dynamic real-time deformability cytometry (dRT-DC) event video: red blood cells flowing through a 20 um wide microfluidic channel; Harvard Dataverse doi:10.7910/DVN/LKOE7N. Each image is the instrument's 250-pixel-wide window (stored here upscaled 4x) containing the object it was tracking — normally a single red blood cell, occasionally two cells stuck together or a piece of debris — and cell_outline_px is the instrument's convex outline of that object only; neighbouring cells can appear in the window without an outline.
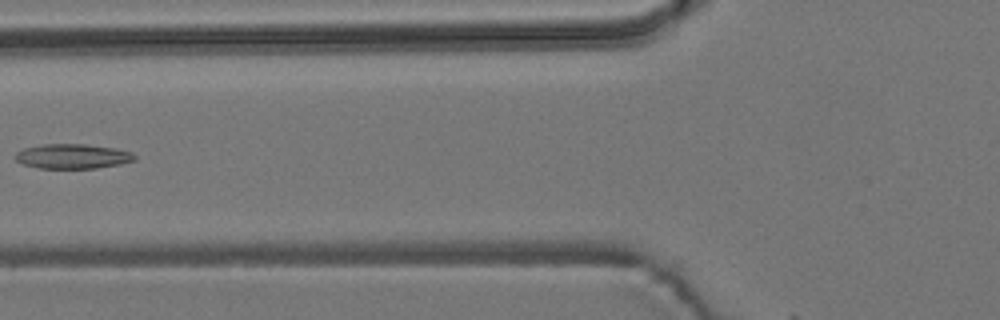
{"species": "common noctule bat (a hibernating species)", "species_latin": "Nyctalus noctula", "temperature_condition": "room temperature", "stored_images_in_passage": 6, "camera_frame_rate_fps": 3000, "um_per_image_px": 0.085, "animal": {"sex": "male", "body_mass_g": 19.2, "forearm_length_mm": 51.8}, "frame": {"image": 1, "passage_image": 5, "time_ms": 5.0, "image_size_px": [1000, 320], "cell_outline_px": [[136, 160], [120, 164], [96, 168], [40, 168], [24, 164], [16, 160], [16, 152], [24, 148], [44, 144], [84, 144], [116, 148], [132, 152], [136, 156]], "centroid_in_image_um": [6.21, 13.28], "position_along_channel_um": 119.6, "area_um2": 17.11}}
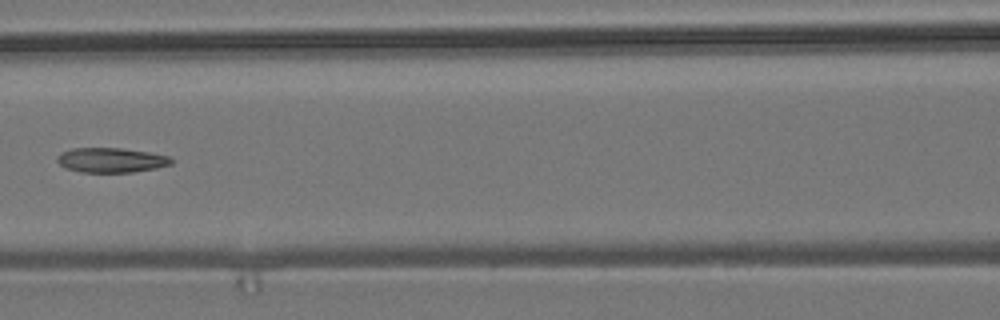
{"frame": {"image": 2, "passage_image": 6, "time_ms": 6.0, "image_size_px": [1000, 320], "cell_outline_px": [[172, 164], [156, 168], [132, 172], [80, 172], [64, 168], [56, 160], [56, 156], [60, 152], [72, 148], [120, 148], [148, 152], [168, 156], [172, 160]], "centroid_in_image_um": [9.39, 13.61], "position_along_channel_um": 157.2, "area_um2": 16.47}}